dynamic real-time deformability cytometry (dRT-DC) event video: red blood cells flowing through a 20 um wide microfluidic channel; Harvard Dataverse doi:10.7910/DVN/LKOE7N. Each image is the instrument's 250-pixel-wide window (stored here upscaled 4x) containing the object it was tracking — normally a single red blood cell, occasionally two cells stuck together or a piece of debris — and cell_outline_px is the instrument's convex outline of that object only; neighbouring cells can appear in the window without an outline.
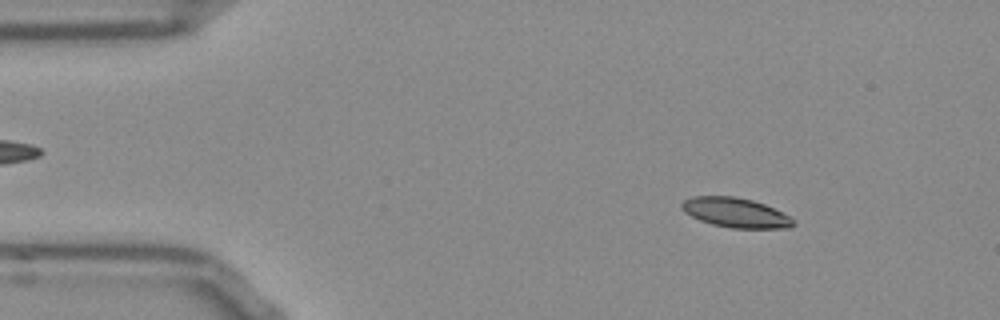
{"species": "Egyptian fruit bat (a non-hibernating species)", "species_latin": "Rousettus aegyptiacus", "temperature_condition": "room temperature", "stored_images_in_passage": 47, "camera_frame_rate_fps": 3000, "um_per_image_px": 0.085, "frame": {"image": 1, "passage_image": 1, "time_ms": 0.0, "image_size_px": [1000, 320], "cell_outline_px": [[796, 224], [788, 228], [732, 228], [712, 224], [700, 220], [684, 212], [680, 208], [680, 204], [684, 200], [692, 196], [736, 196], [752, 200], [764, 204], [792, 216], [796, 220]], "centroid_in_image_um": [62.55, 18.07], "position_along_channel_um": 22.5, "area_um2": 19.48}}
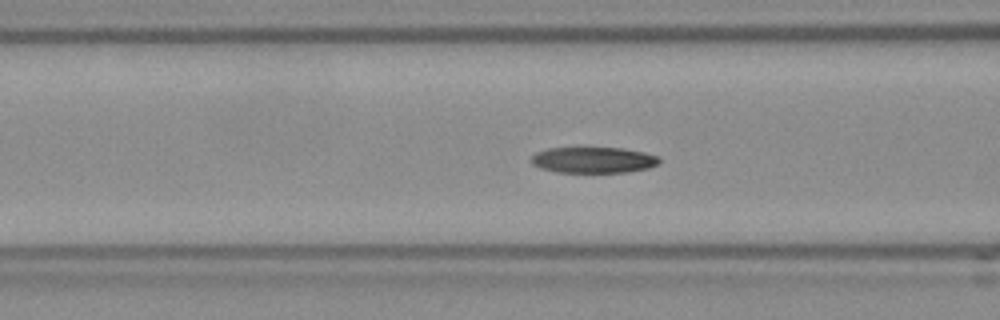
{"frame": {"image": 2, "passage_image": 14, "time_ms": 4.333, "image_size_px": [1000, 320], "cell_outline_px": [[660, 164], [648, 168], [628, 172], [556, 172], [540, 168], [532, 164], [532, 156], [536, 152], [548, 148], [624, 148], [644, 152], [656, 156], [660, 160]], "centroid_in_image_um": [50.45, 13.6], "position_along_channel_um": 116.2, "area_um2": 19.36}}
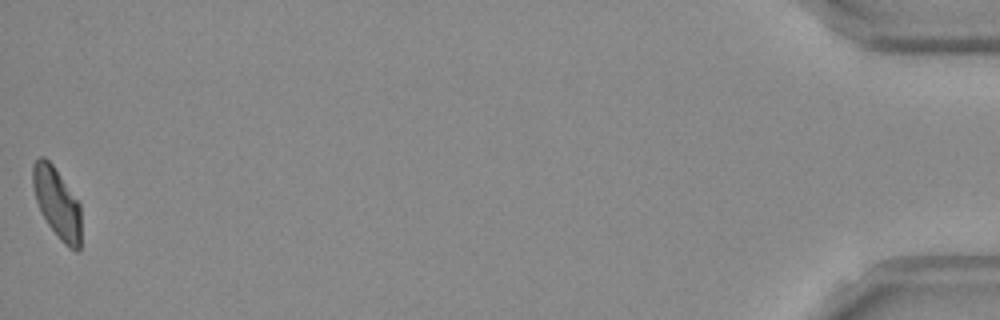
{"frame": {"image": 3, "passage_image": 47, "time_ms": 15.333, "image_size_px": [1000, 320], "cell_outline_px": [[80, 248], [76, 252], [68, 248], [60, 240], [48, 224], [40, 212], [36, 200], [32, 184], [32, 164], [40, 156], [44, 156], [52, 164], [80, 204]], "centroid_in_image_um": [4.83, 17.26], "position_along_channel_um": 430.4, "area_um2": 19.77}, "authors_computed_cell_mechanics": {"area_um2": 19.941, "velocity_mm_per_s": 3.7844, "shape_relaxation_time_tau1_ms": 7.0519, "shape_relaxation_time_tau2_ms": 2.2369, "deformation_change_tau1": 0.1827, "deformation_change_tau2": 0.085}}